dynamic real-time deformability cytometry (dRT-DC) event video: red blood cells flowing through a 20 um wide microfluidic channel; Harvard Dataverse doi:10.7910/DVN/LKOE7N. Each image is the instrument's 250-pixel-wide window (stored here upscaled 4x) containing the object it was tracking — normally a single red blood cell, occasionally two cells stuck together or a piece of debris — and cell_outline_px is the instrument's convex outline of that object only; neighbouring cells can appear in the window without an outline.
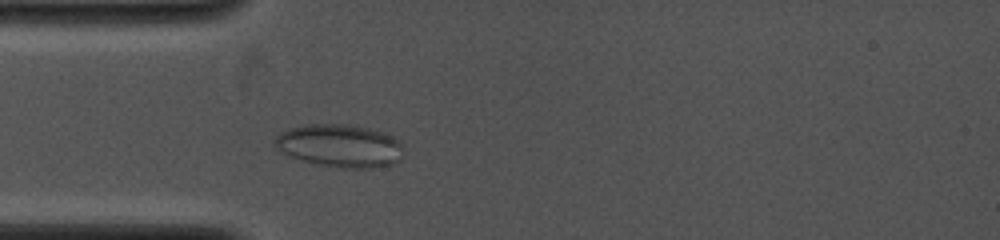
{"species": "common noctule bat (a hibernating species)", "species_latin": "Nyctalus noctula", "temperature_condition": "cold", "stored_images_in_passage": 18, "camera_frame_rate_fps": 4000, "um_per_image_px": 0.085, "animal": {"sex": "female", "body_mass_g": 19.0, "forearm_length_mm": 53.3}, "frame": {"image": 1, "passage_image": 8, "time_ms": 2.75, "image_size_px": [1000, 240], "cell_outline_px": [[404, 148], [400, 160], [392, 164], [372, 168], [340, 168], [300, 160], [288, 156], [276, 148], [272, 144], [272, 140], [280, 132], [288, 128], [308, 124], [356, 124], [384, 132], [392, 136]], "centroid_in_image_um": [28.85, 12.38], "position_along_channel_um": 56.1, "area_um2": 32.6}}
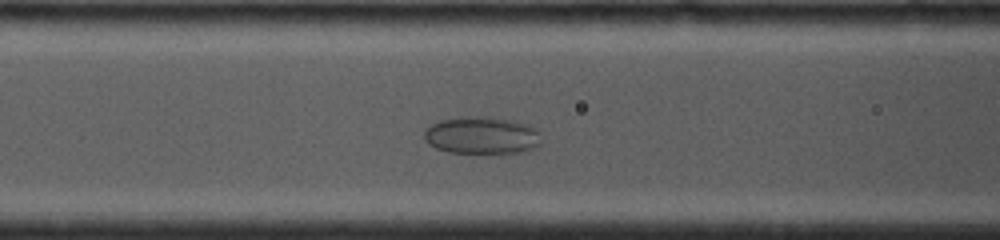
{"frame": {"image": 2, "passage_image": 13, "time_ms": 4.5, "image_size_px": [1000, 240], "cell_outline_px": [[540, 144], [536, 148], [528, 152], [448, 152], [436, 148], [428, 144], [424, 140], [424, 132], [432, 124], [440, 120], [456, 116], [492, 116], [516, 120], [540, 128]], "centroid_in_image_um": [41.01, 11.47], "position_along_channel_um": 125.6, "area_um2": 26.07}}
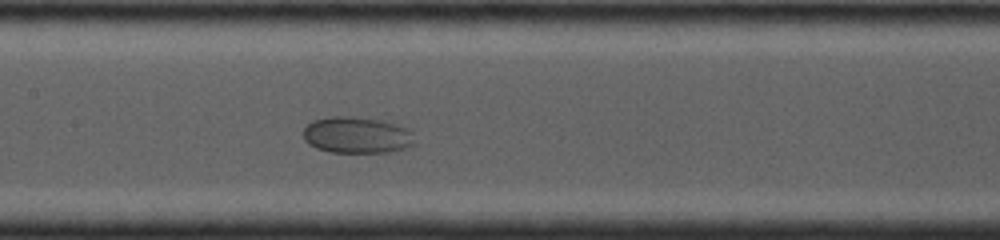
{"frame": {"image": 3, "passage_image": 16, "time_ms": 5.75, "image_size_px": [1000, 240], "cell_outline_px": [[416, 144], [404, 148], [388, 152], [328, 152], [316, 148], [308, 144], [304, 140], [304, 128], [312, 120], [332, 116], [352, 116], [380, 120], [408, 128], [412, 132], [416, 140]], "centroid_in_image_um": [30.33, 11.48], "position_along_channel_um": 177.1, "area_um2": 23.81}}